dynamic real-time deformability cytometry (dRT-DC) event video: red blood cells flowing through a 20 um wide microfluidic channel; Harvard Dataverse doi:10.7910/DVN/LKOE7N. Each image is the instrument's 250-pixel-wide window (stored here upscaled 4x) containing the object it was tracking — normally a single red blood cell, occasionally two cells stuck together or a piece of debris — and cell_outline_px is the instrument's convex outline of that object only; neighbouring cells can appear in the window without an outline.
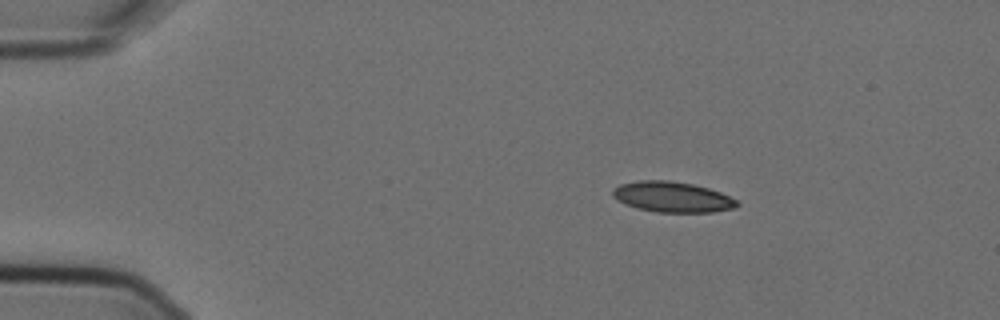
{"species": "Egyptian fruit bat (a non-hibernating species)", "species_latin": "Rousettus aegyptiacus", "temperature_condition": "cold", "stored_images_in_passage": 5, "camera_frame_rate_fps": 3000, "um_per_image_px": 0.085, "animal": {"sex": "female"}, "frame": {"image": 1, "passage_image": 3, "time_ms": 0.667, "image_size_px": [1000, 320], "cell_outline_px": [[740, 204], [736, 208], [712, 212], [656, 212], [636, 208], [624, 204], [616, 200], [612, 196], [612, 188], [620, 184], [636, 180], [668, 180], [692, 184], [708, 188], [720, 192], [736, 200]], "centroid_in_image_um": [57.1, 16.74], "position_along_channel_um": 27.9, "area_um2": 22.31}}